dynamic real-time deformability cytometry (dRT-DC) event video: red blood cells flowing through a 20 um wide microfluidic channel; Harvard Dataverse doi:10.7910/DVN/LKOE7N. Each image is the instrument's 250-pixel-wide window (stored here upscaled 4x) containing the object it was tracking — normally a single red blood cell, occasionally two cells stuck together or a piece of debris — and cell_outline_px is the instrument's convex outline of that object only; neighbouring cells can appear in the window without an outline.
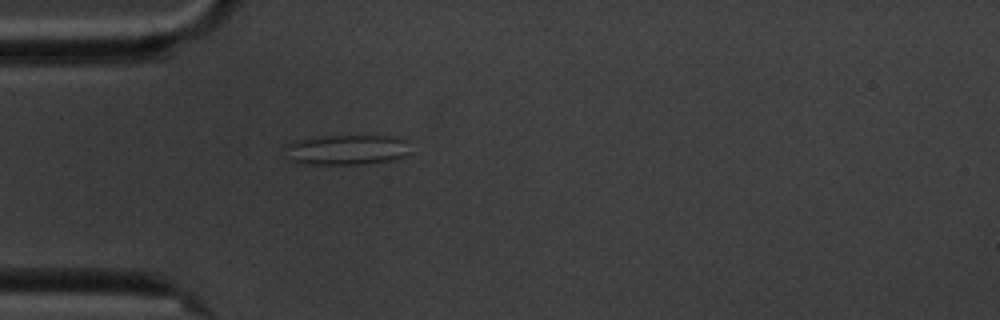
{"species": "common noctule bat (a hibernating species)", "species_latin": "Nyctalus noctula", "temperature_condition": "cold", "stored_images_in_passage": 2, "camera_frame_rate_fps": 3000, "um_per_image_px": 0.085, "animal": {"sex": "male", "body_mass_g": 20.1, "forearm_length_mm": 53.5}, "frame": {"image": 1, "passage_image": 2, "time_ms": 1.333, "image_size_px": [1000, 320], "cell_outline_px": [[412, 152], [404, 156], [392, 160], [364, 164], [308, 164], [288, 160], [280, 148], [284, 144], [296, 140], [312, 136], [392, 136], [408, 140]], "centroid_in_image_um": [29.41, 12.72], "position_along_channel_um": 55.6, "area_um2": 22.77}}